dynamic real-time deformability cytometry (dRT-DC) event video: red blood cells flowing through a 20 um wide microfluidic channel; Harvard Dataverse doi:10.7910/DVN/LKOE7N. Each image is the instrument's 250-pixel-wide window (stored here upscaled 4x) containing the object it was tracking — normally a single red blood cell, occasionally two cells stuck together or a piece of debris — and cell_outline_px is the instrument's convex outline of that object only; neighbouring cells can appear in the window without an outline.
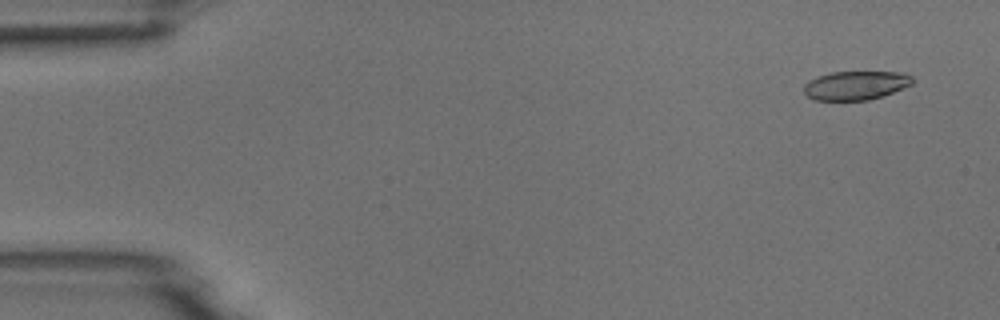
{"species": "common noctule bat (a hibernating species)", "species_latin": "Nyctalus noctula", "temperature_condition": "room temperature", "stored_images_in_passage": 6, "camera_frame_rate_fps": 3000, "um_per_image_px": 0.085, "animal": {"sex": "male", "body_mass_g": 18.8}, "frame": {"image": 1, "passage_image": 1, "time_ms": 0.0, "image_size_px": [1000, 320], "cell_outline_px": [[912, 84], [892, 92], [868, 100], [816, 100], [808, 96], [804, 92], [804, 84], [808, 80], [832, 72], [904, 72], [912, 76]], "centroid_in_image_um": [72.73, 7.25], "position_along_channel_um": 12.3, "area_um2": 18.03}}
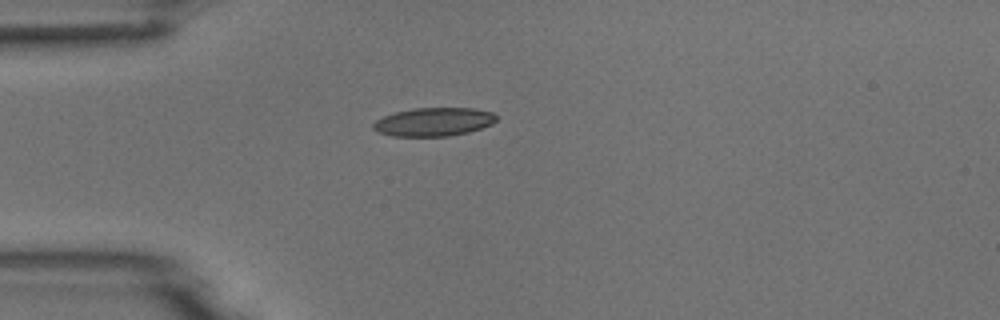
{"frame": {"image": 2, "passage_image": 4, "time_ms": 3.667, "image_size_px": [1000, 320], "cell_outline_px": [[496, 120], [492, 124], [468, 132], [448, 136], [392, 136], [380, 132], [372, 128], [372, 124], [376, 120], [384, 116], [396, 112], [412, 108], [472, 108], [492, 112], [496, 116]], "centroid_in_image_um": [36.85, 10.35], "position_along_channel_um": 48.1, "area_um2": 20.29}}